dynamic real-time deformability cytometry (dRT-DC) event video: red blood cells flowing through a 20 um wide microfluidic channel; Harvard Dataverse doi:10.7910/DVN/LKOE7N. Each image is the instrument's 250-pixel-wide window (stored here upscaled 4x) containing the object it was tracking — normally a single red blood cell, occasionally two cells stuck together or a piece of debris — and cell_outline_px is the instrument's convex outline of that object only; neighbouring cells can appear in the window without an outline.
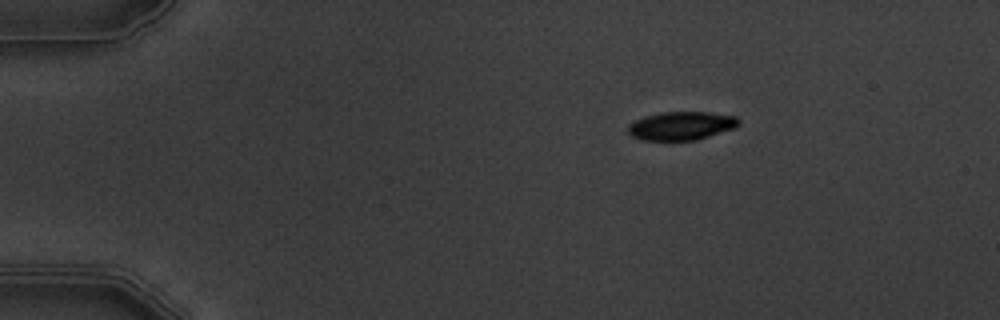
{"species": "common noctule bat (a hibernating species)", "species_latin": "Nyctalus noctula", "temperature_condition": "warm", "stored_images_in_passage": 15, "camera_frame_rate_fps": 3000, "um_per_image_px": 0.085, "animal": {"sex": "male", "body_mass_g": 19.5, "forearm_length_mm": 54.6}, "frame": {"image": 1, "passage_image": 3, "time_ms": 2.667, "image_size_px": [1000, 320], "cell_outline_px": [[740, 124], [736, 128], [696, 140], [644, 140], [632, 136], [628, 132], [628, 124], [644, 116], [660, 112], [708, 112], [736, 116], [740, 120]], "centroid_in_image_um": [57.94, 10.69], "position_along_channel_um": 27.1, "area_um2": 18.44}}
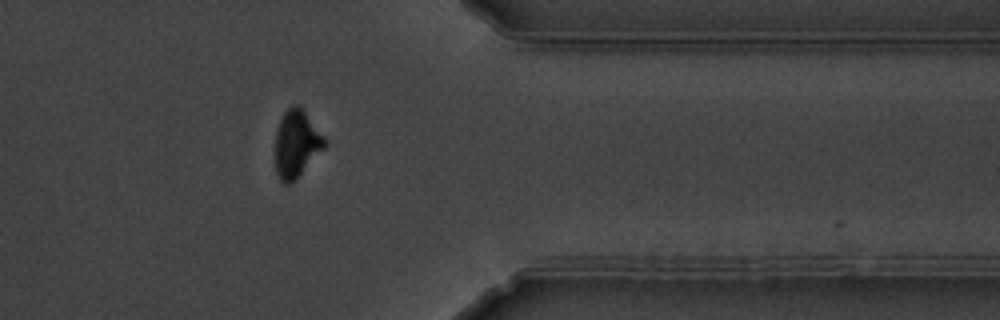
{"frame": {"image": 2, "passage_image": 13, "time_ms": 14.667, "image_size_px": [1000, 320], "cell_outline_px": [[328, 144], [296, 180], [288, 184], [284, 184], [280, 180], [276, 172], [276, 128], [284, 112], [292, 104], [296, 104], [304, 112]], "centroid_in_image_um": [25.18, 12.26], "position_along_channel_um": 386.2, "area_um2": 19.02}}
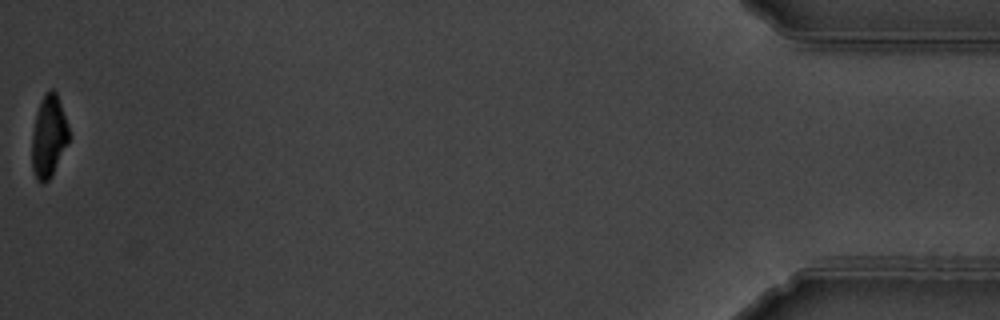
{"frame": {"image": 3, "passage_image": 15, "time_ms": 18.0, "image_size_px": [1000, 320], "cell_outline_px": [[68, 140], [52, 176], [44, 184], [40, 184], [36, 180], [32, 168], [32, 132], [36, 112], [40, 100], [44, 92], [48, 88], [52, 88], [56, 92], [68, 128]], "centroid_in_image_um": [4.1, 11.59], "position_along_channel_um": 431.1, "area_um2": 17.63}, "authors_computed_cell_mechanics": {"area_um2": 19.8254, "velocity_mm_per_s": 3.7175, "shape_relaxation_time_tau1_ms": 2.103, "shape_relaxation_time_tau2_ms": null, "deformation_change_tau1": 0.0977, "deformation_change_tau2": null}}